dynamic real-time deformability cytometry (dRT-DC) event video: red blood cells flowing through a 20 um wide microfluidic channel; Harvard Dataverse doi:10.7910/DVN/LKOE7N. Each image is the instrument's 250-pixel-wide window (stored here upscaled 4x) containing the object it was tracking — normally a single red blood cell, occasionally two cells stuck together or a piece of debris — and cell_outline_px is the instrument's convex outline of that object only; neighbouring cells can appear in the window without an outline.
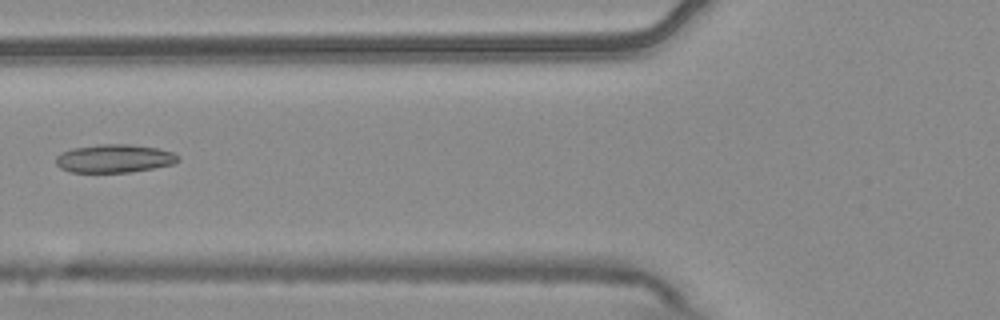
{"species": "common noctule bat (a hibernating species)", "species_latin": "Nyctalus noctula", "temperature_condition": "warm", "stored_images_in_passage": 7, "camera_frame_rate_fps": 3000, "um_per_image_px": 0.085, "animal": {"sex": "male", "body_mass_g": 20.4}, "frame": {"image": 1, "passage_image": 6, "time_ms": 1.667, "image_size_px": [1000, 320], "cell_outline_px": [[180, 160], [176, 164], [132, 172], [72, 172], [60, 168], [56, 164], [56, 156], [60, 152], [72, 148], [100, 144], [128, 144], [156, 148], [172, 152], [180, 156]], "centroid_in_image_um": [9.73, 13.47], "position_along_channel_um": 116.1, "area_um2": 20.29}}
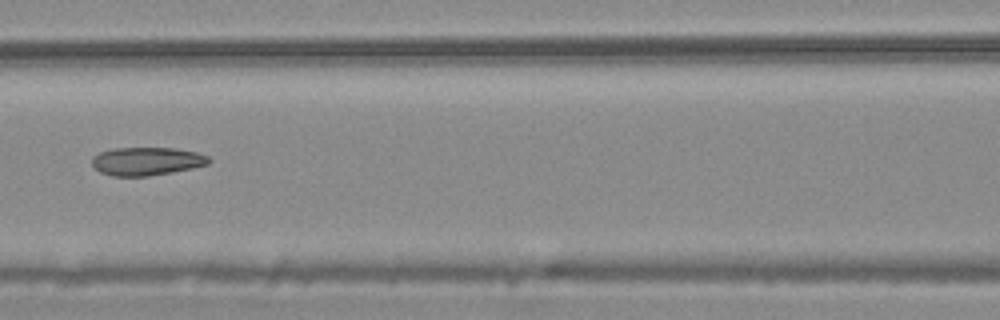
{"frame": {"image": 2, "passage_image": 7, "time_ms": 2.0, "image_size_px": [1000, 320], "cell_outline_px": [[212, 160], [208, 164], [192, 168], [172, 172], [148, 176], [112, 176], [100, 172], [92, 164], [92, 156], [100, 152], [112, 148], [176, 148], [196, 152], [208, 156]], "centroid_in_image_um": [12.47, 13.7], "position_along_channel_um": 154.1, "area_um2": 19.25}}